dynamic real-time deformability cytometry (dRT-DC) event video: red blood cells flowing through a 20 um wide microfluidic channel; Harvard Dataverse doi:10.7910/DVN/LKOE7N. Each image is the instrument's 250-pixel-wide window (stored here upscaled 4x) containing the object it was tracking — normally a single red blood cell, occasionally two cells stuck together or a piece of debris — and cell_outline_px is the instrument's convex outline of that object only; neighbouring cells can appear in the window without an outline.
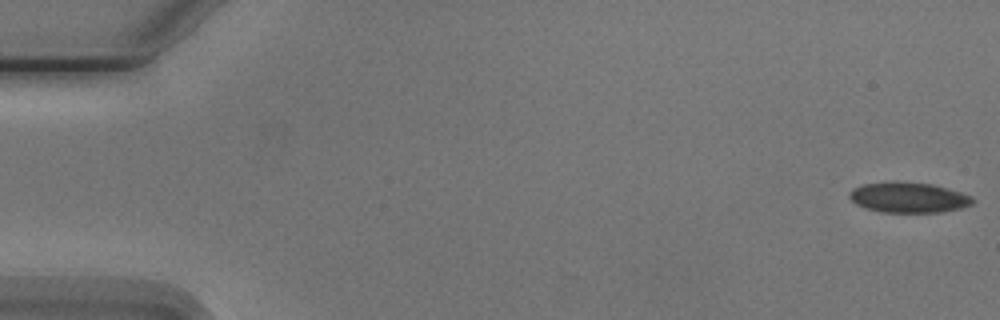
{"species": "Egyptian fruit bat (a non-hibernating species)", "species_latin": "Rousettus aegyptiacus", "temperature_condition": "cold", "stored_images_in_passage": 5, "camera_frame_rate_fps": 3000, "um_per_image_px": 0.085, "animal": {"sex": "male"}, "frame": {"image": 1, "passage_image": 1, "time_ms": 0.0, "image_size_px": [1000, 320], "cell_outline_px": [[976, 200], [972, 204], [960, 208], [940, 212], [884, 212], [868, 208], [856, 204], [848, 196], [852, 188], [864, 184], [932, 184], [960, 192], [972, 196]], "centroid_in_image_um": [77.27, 16.82], "position_along_channel_um": 7.7, "area_um2": 20.87}}
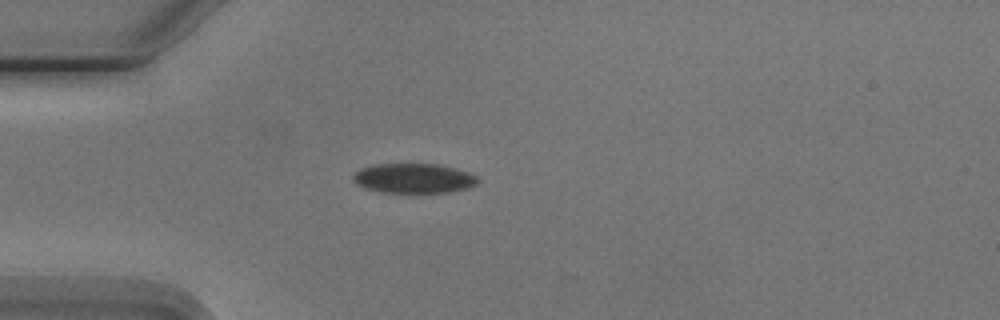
{"frame": {"image": 2, "passage_image": 4, "time_ms": 4.667, "image_size_px": [1000, 320], "cell_outline_px": [[480, 180], [476, 184], [468, 188], [448, 192], [380, 192], [364, 188], [356, 184], [352, 180], [352, 176], [360, 168], [376, 164], [436, 164], [456, 168], [468, 172], [476, 176]], "centroid_in_image_um": [35.15, 15.15], "position_along_channel_um": 49.9, "area_um2": 21.62}}